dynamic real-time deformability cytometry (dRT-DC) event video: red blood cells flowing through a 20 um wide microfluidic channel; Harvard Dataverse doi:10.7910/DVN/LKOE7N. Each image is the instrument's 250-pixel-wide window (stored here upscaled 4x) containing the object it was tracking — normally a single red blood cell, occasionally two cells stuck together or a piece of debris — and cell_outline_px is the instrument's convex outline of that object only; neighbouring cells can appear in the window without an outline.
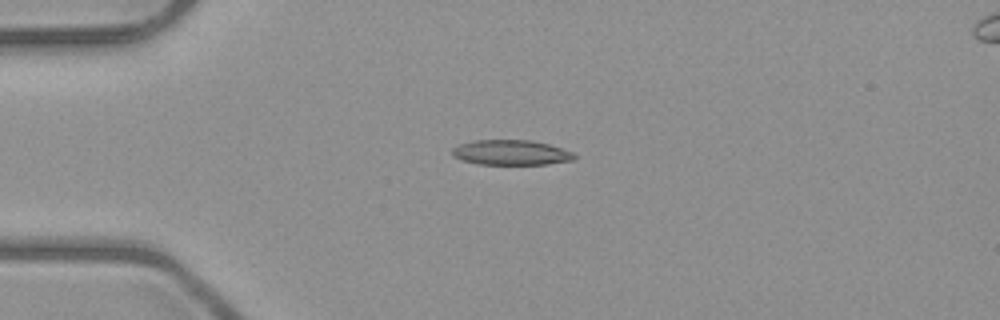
{"species": "common noctule bat (a hibernating species)", "species_latin": "Nyctalus noctula", "temperature_condition": "room temperature", "stored_images_in_passage": 6, "camera_frame_rate_fps": 3000, "um_per_image_px": 0.085, "animal": {"sex": "male", "body_mass_g": 23.1, "forearm_length_mm": 52.7}, "frame": {"image": 1, "passage_image": 4, "time_ms": 3.333, "image_size_px": [1000, 320], "cell_outline_px": [[576, 156], [572, 160], [548, 164], [480, 164], [460, 160], [452, 156], [452, 148], [460, 144], [476, 140], [532, 140], [548, 144], [572, 152]], "centroid_in_image_um": [43.4, 12.96], "position_along_channel_um": 41.6, "area_um2": 17.74}}
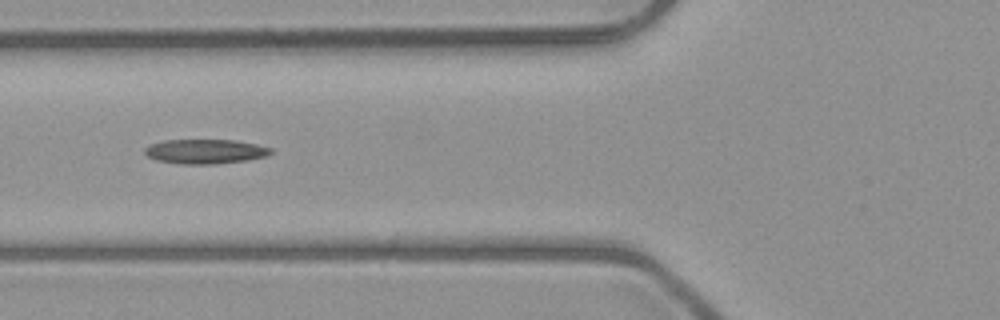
{"frame": {"image": 2, "passage_image": 6, "time_ms": 5.667, "image_size_px": [1000, 320], "cell_outline_px": [[272, 152], [268, 156], [248, 160], [216, 164], [180, 164], [156, 160], [148, 156], [144, 152], [144, 148], [148, 144], [164, 140], [236, 140], [256, 144], [272, 148]], "centroid_in_image_um": [17.44, 12.87], "position_along_channel_um": 108.4, "area_um2": 18.21}}